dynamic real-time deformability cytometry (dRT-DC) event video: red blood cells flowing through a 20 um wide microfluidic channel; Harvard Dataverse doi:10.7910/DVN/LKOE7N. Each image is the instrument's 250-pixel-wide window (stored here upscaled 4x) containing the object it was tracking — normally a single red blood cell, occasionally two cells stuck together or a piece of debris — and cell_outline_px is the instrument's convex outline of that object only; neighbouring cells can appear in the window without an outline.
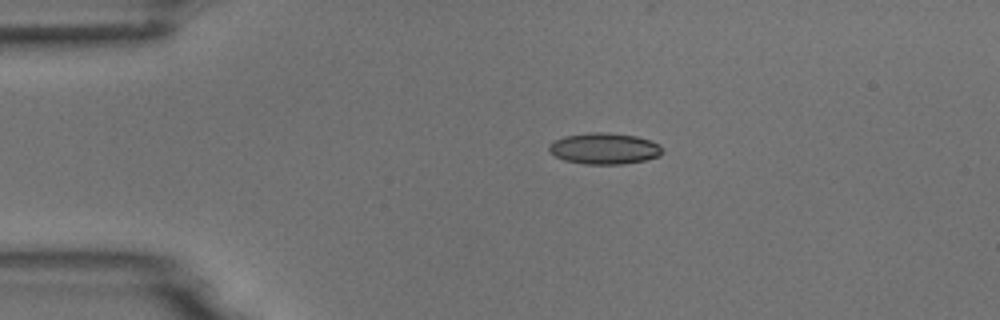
{"species": "common noctule bat (a hibernating species)", "species_latin": "Nyctalus noctula", "temperature_condition": "room temperature", "stored_images_in_passage": 44, "camera_frame_rate_fps": 3000, "um_per_image_px": 0.085, "animal": {"sex": "male", "body_mass_g": 18.8}, "frame": {"image": 1, "passage_image": 1, "time_ms": 0.0, "image_size_px": [1000, 320], "cell_outline_px": [[664, 152], [660, 156], [644, 160], [624, 164], [584, 164], [564, 160], [548, 152], [548, 144], [564, 136], [588, 132], [608, 132], [636, 136], [652, 140], [660, 144], [664, 148]], "centroid_in_image_um": [51.4, 12.62], "position_along_channel_um": 33.6, "area_um2": 20.98}}
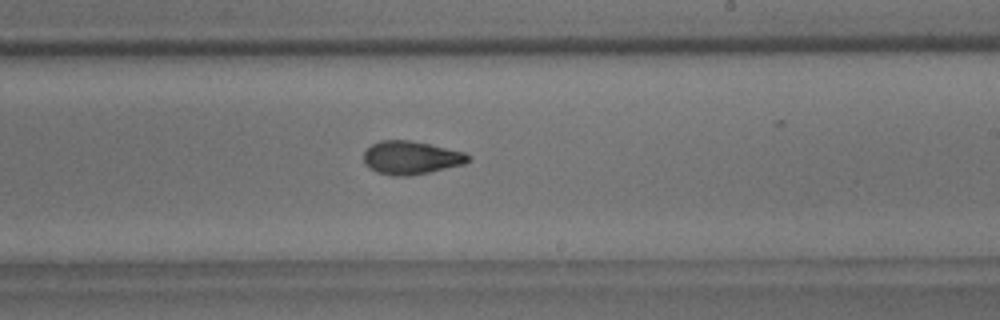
{"frame": {"image": 2, "passage_image": 22, "time_ms": 7.0, "image_size_px": [1000, 320], "cell_outline_px": [[472, 160], [464, 164], [428, 172], [408, 176], [392, 176], [376, 172], [368, 168], [364, 164], [364, 152], [372, 144], [380, 140], [408, 140], [428, 144], [464, 152], [472, 156]], "centroid_in_image_um": [34.93, 13.41], "position_along_channel_um": 254.1, "area_um2": 20.29}}
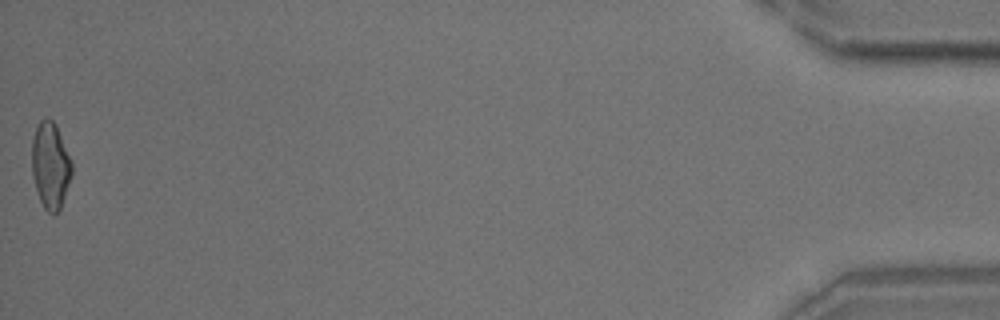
{"frame": {"image": 3, "passage_image": 44, "time_ms": 14.333, "image_size_px": [1000, 320], "cell_outline_px": [[72, 176], [60, 208], [52, 216], [44, 208], [40, 200], [32, 176], [32, 136], [36, 124], [44, 116], [52, 120], [56, 124], [72, 160]], "centroid_in_image_um": [4.28, 14.02], "position_along_channel_um": 430.9, "area_um2": 20.46}, "authors_computed_cell_mechanics": {"area_um2": 20.1722, "velocity_mm_per_s": 3.7322, "shape_relaxation_time_tau1_ms": 4.9642, "shape_relaxation_time_tau2_ms": 1.7673, "deformation_change_tau1": 0.1448, "deformation_change_tau2": 0.065}}